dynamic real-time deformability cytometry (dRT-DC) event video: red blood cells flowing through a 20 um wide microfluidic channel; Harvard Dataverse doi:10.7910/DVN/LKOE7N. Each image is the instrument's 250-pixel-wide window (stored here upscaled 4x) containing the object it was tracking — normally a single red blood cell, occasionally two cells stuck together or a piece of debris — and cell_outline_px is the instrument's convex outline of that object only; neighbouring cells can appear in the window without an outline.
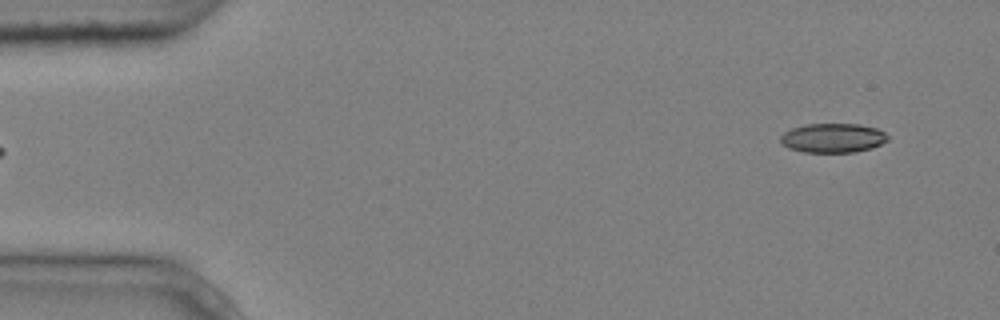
{"species": "common noctule bat (a hibernating species)", "species_latin": "Nyctalus noctula", "temperature_condition": "cold", "stored_images_in_passage": 4, "camera_frame_rate_fps": 3000, "um_per_image_px": 0.085, "animal": {"sex": "male", "body_mass_g": 20.4}, "frame": {"image": 1, "passage_image": 4, "time_ms": 1.0, "image_size_px": [1000, 320], "cell_outline_px": [[888, 140], [872, 148], [856, 152], [804, 152], [788, 148], [780, 144], [780, 136], [784, 132], [792, 128], [804, 124], [860, 124], [876, 128], [884, 132], [888, 136]], "centroid_in_image_um": [70.77, 11.73], "position_along_channel_um": 14.2, "area_um2": 18.44}}